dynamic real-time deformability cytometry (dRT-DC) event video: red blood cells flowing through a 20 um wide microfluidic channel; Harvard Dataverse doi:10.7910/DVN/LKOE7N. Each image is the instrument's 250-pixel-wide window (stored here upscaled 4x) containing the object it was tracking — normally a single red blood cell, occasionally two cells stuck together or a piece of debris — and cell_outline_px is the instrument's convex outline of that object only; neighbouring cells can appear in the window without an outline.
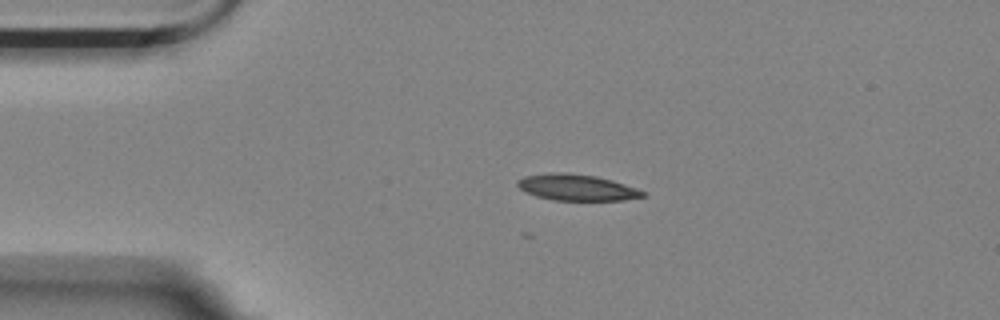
{"species": "Egyptian fruit bat (a non-hibernating species)", "species_latin": "Rousettus aegyptiacus", "temperature_condition": "room temperature", "stored_images_in_passage": 10, "camera_frame_rate_fps": 3000, "um_per_image_px": 0.085, "animal": {"sex": "female"}, "frame": {"image": 1, "passage_image": 1, "time_ms": 0.0, "image_size_px": [1000, 320], "cell_outline_px": [[644, 196], [624, 200], [556, 200], [536, 196], [520, 188], [516, 184], [516, 180], [524, 176], [552, 172], [564, 172], [596, 176], [612, 180], [636, 188], [644, 192]], "centroid_in_image_um": [48.99, 15.92], "position_along_channel_um": 36.0, "area_um2": 18.96}}
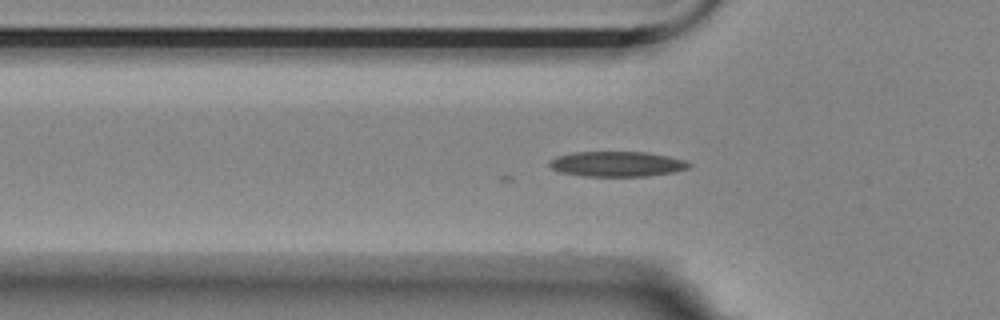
{"frame": {"image": 2, "passage_image": 7, "time_ms": 2.0, "image_size_px": [1000, 320], "cell_outline_px": [[692, 164], [688, 168], [672, 172], [648, 176], [584, 176], [560, 172], [552, 168], [548, 164], [556, 156], [572, 152], [648, 152], [668, 156], [684, 160]], "centroid_in_image_um": [52.44, 13.93], "position_along_channel_um": 73.4, "area_um2": 20.4}}